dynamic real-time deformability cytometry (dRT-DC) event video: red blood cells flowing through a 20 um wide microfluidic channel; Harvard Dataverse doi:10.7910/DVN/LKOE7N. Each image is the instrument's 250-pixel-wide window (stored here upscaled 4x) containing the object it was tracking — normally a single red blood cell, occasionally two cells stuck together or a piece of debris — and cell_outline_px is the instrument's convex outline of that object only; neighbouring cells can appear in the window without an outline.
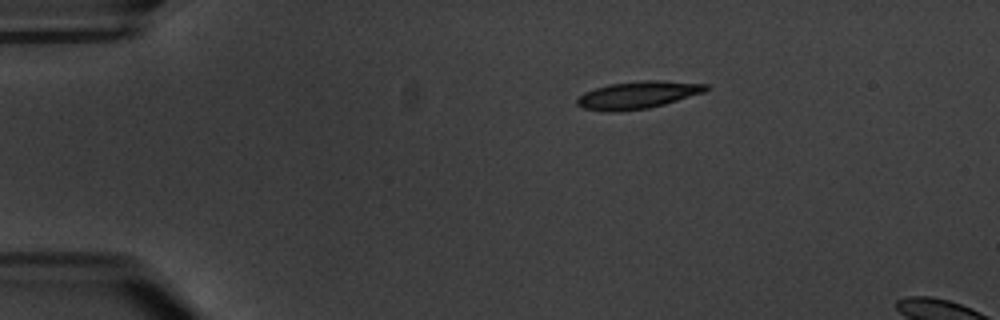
{"species": "common noctule bat (a hibernating species)", "species_latin": "Nyctalus noctula", "temperature_condition": "warm", "stored_images_in_passage": 3, "camera_frame_rate_fps": 3000, "um_per_image_px": 0.085, "animal": {"sex": "male", "body_mass_g": 20.1, "forearm_length_mm": 53.5}, "frame": {"image": 1, "passage_image": 1, "time_ms": 0.0, "image_size_px": [1000, 320], "cell_outline_px": [[712, 88], [704, 92], [664, 104], [648, 108], [616, 112], [608, 112], [584, 108], [576, 104], [576, 100], [584, 92], [608, 84], [644, 80], [660, 80], [708, 84]], "centroid_in_image_um": [54.23, 8.07], "position_along_channel_um": 30.8, "area_um2": 20.58}}